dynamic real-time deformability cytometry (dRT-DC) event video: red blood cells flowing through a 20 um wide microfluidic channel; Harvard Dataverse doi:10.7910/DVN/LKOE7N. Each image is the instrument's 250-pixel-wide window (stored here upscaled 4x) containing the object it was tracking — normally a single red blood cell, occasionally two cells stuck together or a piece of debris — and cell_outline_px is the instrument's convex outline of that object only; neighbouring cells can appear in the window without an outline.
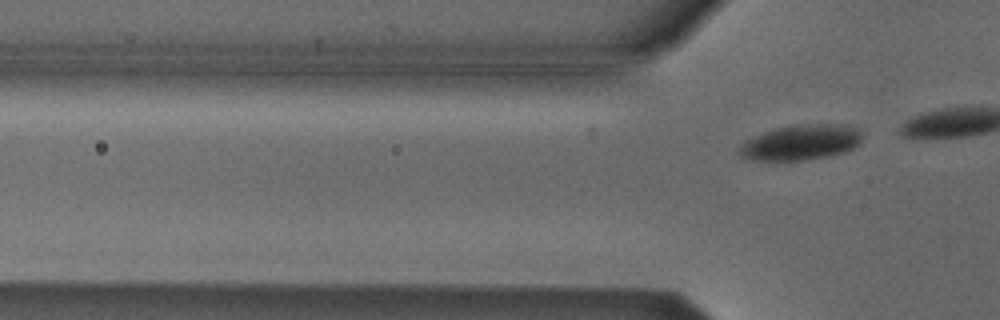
{"species": "Egyptian fruit bat (a non-hibernating species)", "species_latin": "Rousettus aegyptiacus", "temperature_condition": "cold", "stored_images_in_passage": 3, "camera_frame_rate_fps": 3000, "um_per_image_px": 0.085, "animal": {"sex": "male"}, "frame": {"image": 1, "passage_image": 3, "time_ms": 0.667, "image_size_px": [1000, 320], "cell_outline_px": [[860, 140], [852, 148], [844, 152], [828, 156], [804, 160], [748, 160], [740, 156], [736, 152], [736, 148], [744, 140], [752, 136], [764, 132], [796, 124], [848, 124], [856, 128], [860, 132]], "centroid_in_image_um": [67.99, 12.11], "position_along_channel_um": 57.8, "area_um2": 25.37}}